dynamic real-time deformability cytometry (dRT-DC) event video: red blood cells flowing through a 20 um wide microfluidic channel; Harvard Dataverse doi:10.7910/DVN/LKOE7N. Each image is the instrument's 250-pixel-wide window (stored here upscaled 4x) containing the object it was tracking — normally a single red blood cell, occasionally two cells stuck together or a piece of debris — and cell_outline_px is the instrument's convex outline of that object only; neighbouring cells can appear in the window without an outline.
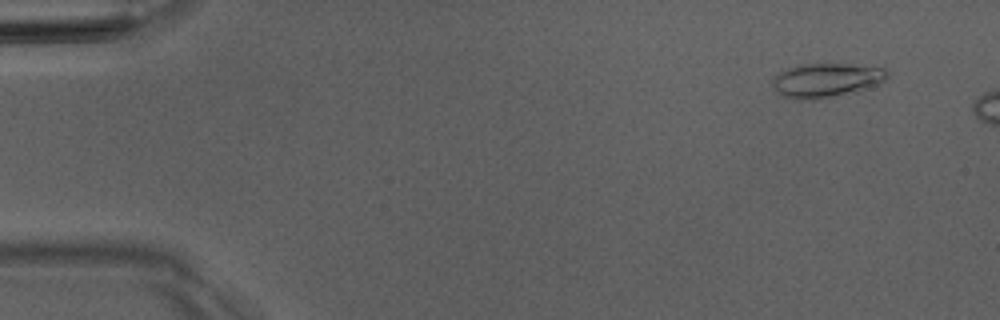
{"species": "Egyptian fruit bat (a non-hibernating species)", "species_latin": "Rousettus aegyptiacus", "temperature_condition": "room temperature", "stored_images_in_passage": 3, "camera_frame_rate_fps": 3000, "um_per_image_px": 0.085, "animal": {"sex": "male"}, "frame": {"image": 1, "passage_image": 1, "time_ms": 0.0, "image_size_px": [1000, 320], "cell_outline_px": [[888, 76], [884, 80], [876, 84], [852, 92], [820, 100], [796, 100], [780, 96], [776, 92], [772, 84], [772, 80], [780, 72], [788, 68], [800, 64], [848, 64], [884, 68], [888, 72]], "centroid_in_image_um": [70.16, 6.84], "position_along_channel_um": 14.8, "area_um2": 22.83}}